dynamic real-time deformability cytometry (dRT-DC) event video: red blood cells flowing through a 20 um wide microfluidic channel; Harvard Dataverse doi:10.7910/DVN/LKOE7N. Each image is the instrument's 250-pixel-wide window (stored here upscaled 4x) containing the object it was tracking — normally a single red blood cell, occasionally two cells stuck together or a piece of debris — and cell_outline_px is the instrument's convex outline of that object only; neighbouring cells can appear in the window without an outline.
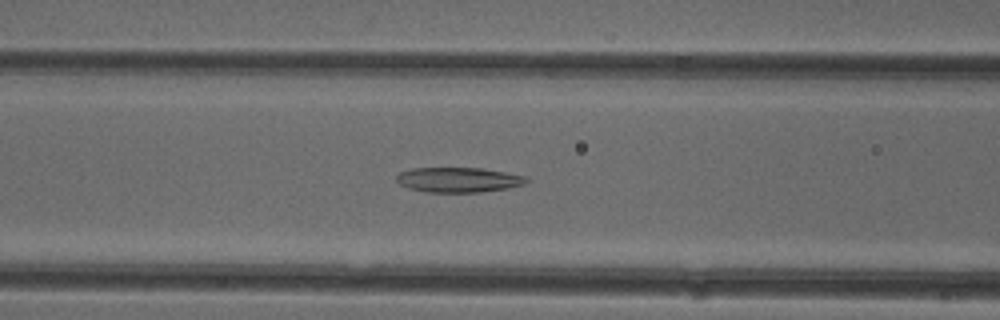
{"species": "common noctule bat (a hibernating species)", "species_latin": "Nyctalus noctula", "temperature_condition": "cold", "stored_images_in_passage": 46, "camera_frame_rate_fps": 3000, "um_per_image_px": 0.085, "animal": {"sex": "female"}, "frame": {"image": 1, "passage_image": 16, "time_ms": 5.0, "image_size_px": [1000, 320], "cell_outline_px": [[528, 180], [524, 184], [508, 188], [480, 192], [424, 192], [408, 188], [400, 184], [396, 180], [396, 176], [400, 172], [412, 168], [484, 168], [524, 176]], "centroid_in_image_um": [38.93, 15.28], "position_along_channel_um": 127.7, "area_um2": 18.84}}
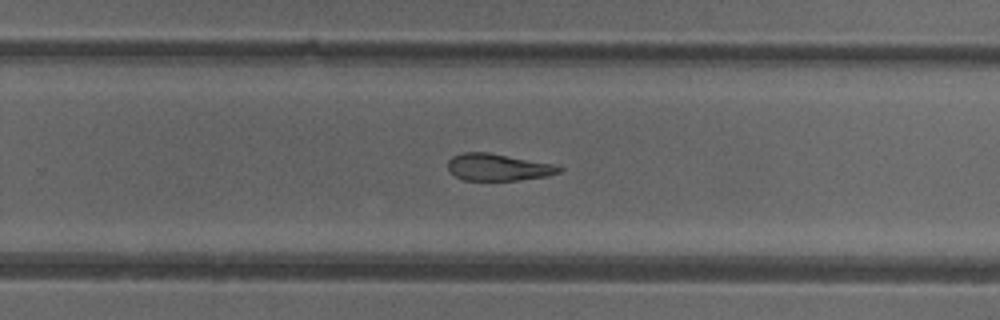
{"frame": {"image": 2, "passage_image": 28, "time_ms": 9.0, "image_size_px": [1000, 320], "cell_outline_px": [[564, 168], [560, 172], [548, 176], [520, 180], [464, 180], [448, 172], [448, 160], [452, 156], [464, 152], [488, 152], [556, 164]], "centroid_in_image_um": [42.35, 14.21], "position_along_channel_um": 287.4, "area_um2": 17.69}}
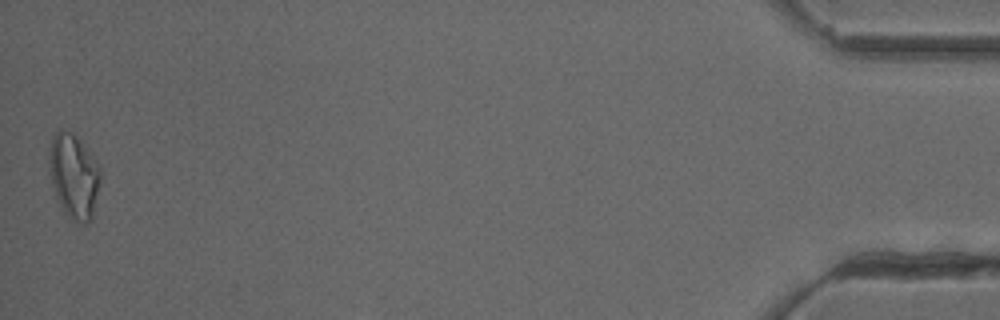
{"frame": {"image": 3, "passage_image": 46, "time_ms": 15.0, "image_size_px": [1000, 320], "cell_outline_px": [[100, 184], [92, 216], [88, 224], [84, 224], [72, 220], [60, 208], [52, 184], [48, 164], [48, 152], [52, 136], [60, 128], [76, 136], [88, 148], [100, 168]], "centroid_in_image_um": [6.26, 14.96], "position_along_channel_um": 428.9, "area_um2": 25.49}}